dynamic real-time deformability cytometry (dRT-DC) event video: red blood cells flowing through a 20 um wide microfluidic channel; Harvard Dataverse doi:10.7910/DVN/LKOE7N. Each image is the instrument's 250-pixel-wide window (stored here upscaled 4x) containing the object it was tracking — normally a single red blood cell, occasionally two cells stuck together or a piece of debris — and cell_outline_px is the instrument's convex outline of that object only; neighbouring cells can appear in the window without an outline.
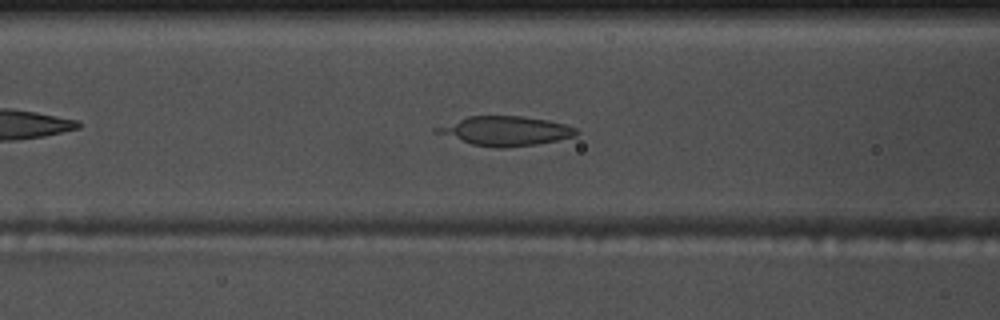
{"species": "common noctule bat (a hibernating species)", "species_latin": "Nyctalus noctula", "temperature_condition": "warm", "stored_images_in_passage": 42, "camera_frame_rate_fps": 3000, "um_per_image_px": 0.085, "animal": {"sex": "male", "body_mass_g": 17.5, "forearm_length_mm": 52.3}, "frame": {"image": 1, "passage_image": 9, "time_ms": 2.667, "image_size_px": [1000, 320], "cell_outline_px": [[580, 132], [576, 136], [536, 144], [504, 148], [496, 148], [472, 144], [432, 132], [432, 128], [468, 116], [520, 116], [548, 120], [564, 124], [576, 128]], "centroid_in_image_um": [42.93, 11.13], "position_along_channel_um": 123.7, "area_um2": 23.87}}
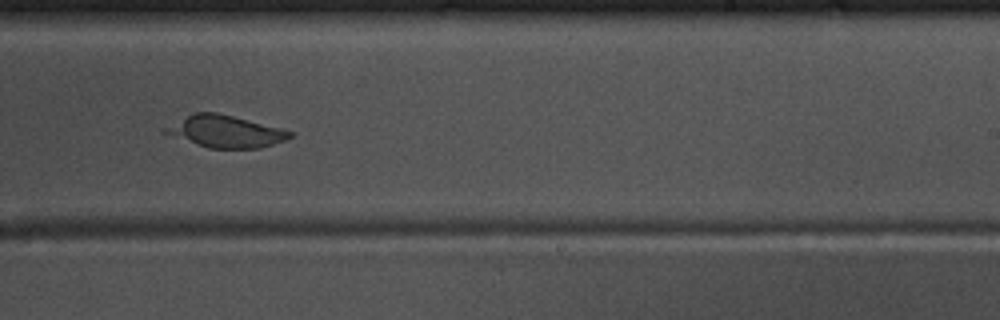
{"frame": {"image": 2, "passage_image": 21, "time_ms": 6.667, "image_size_px": [1000, 320], "cell_outline_px": [[292, 136], [284, 140], [260, 148], [208, 148], [160, 132], [160, 128], [196, 112], [216, 112], [280, 128], [292, 132]], "centroid_in_image_um": [19.08, 11.18], "position_along_channel_um": 269.9, "area_um2": 22.95}}
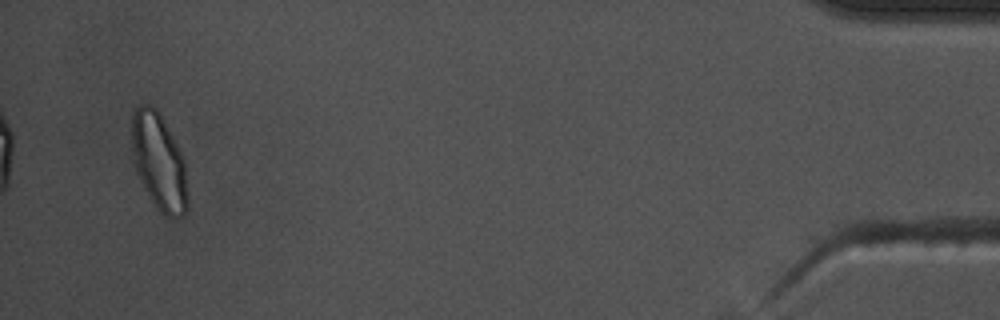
{"frame": {"image": 3, "passage_image": 40, "time_ms": 13.0, "image_size_px": [1000, 320], "cell_outline_px": [[188, 208], [184, 216], [176, 220], [172, 220], [164, 216], [156, 208], [144, 188], [132, 164], [132, 116], [136, 108], [140, 104], [152, 104], [160, 112], [184, 160], [188, 196]], "centroid_in_image_um": [13.51, 13.81], "position_along_channel_um": 421.7, "area_um2": 32.08}}